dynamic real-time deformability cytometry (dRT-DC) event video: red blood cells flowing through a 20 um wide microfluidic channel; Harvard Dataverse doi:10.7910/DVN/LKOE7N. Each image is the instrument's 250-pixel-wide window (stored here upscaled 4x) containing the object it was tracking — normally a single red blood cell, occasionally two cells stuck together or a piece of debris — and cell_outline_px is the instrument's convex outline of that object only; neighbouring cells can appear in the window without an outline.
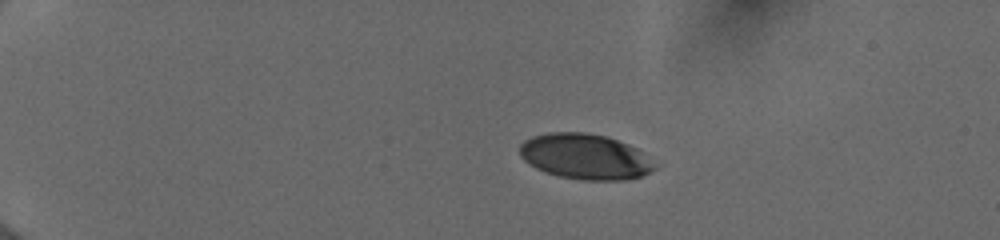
{"species": "human", "species_latin": "Homo sapiens", "temperature_condition": "cold", "stored_images_in_passage": 42, "camera_frame_rate_fps": 3000, "um_per_image_px": 0.085, "donor": {"sex": "female"}, "frame": {"image": 1, "passage_image": 1, "time_ms": 0.0, "image_size_px": [1000, 240], "cell_outline_px": [[660, 164], [656, 168], [640, 176], [628, 180], [584, 180], [560, 176], [544, 172], [528, 164], [520, 156], [520, 144], [524, 140], [532, 136], [548, 132], [584, 132], [608, 136], [628, 144], [636, 148]], "centroid_in_image_um": [49.75, 13.3], "position_along_channel_um": 35.2, "area_um2": 36.13}}
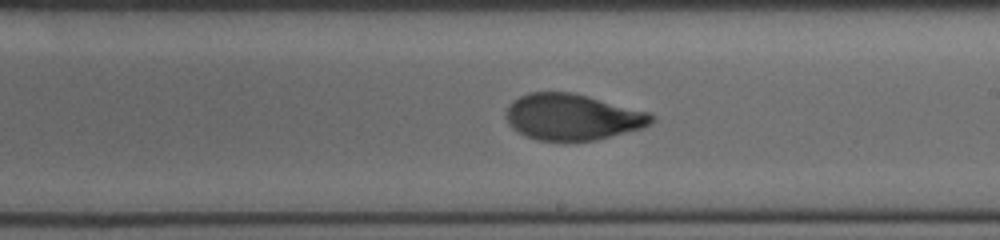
{"frame": {"image": 2, "passage_image": 23, "time_ms": 7.333, "image_size_px": [1000, 240], "cell_outline_px": [[652, 120], [648, 124], [640, 128], [596, 140], [536, 140], [524, 136], [512, 128], [508, 124], [504, 116], [512, 100], [528, 92], [572, 92], [588, 96], [648, 112], [652, 116]], "centroid_in_image_um": [48.57, 9.94], "position_along_channel_um": 240.4, "area_um2": 38.78}}
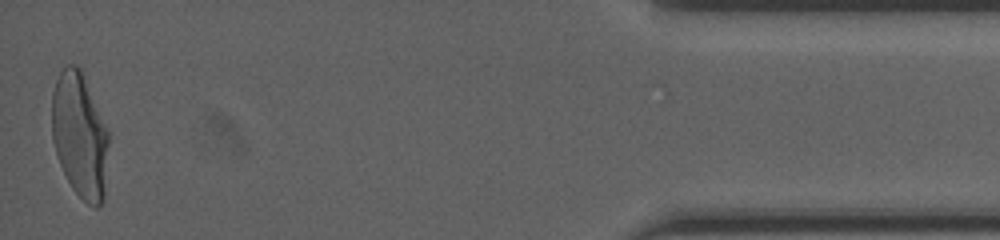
{"frame": {"image": 3, "passage_image": 42, "time_ms": 13.667, "image_size_px": [1000, 240], "cell_outline_px": [[108, 144], [104, 200], [96, 208], [88, 204], [72, 188], [60, 164], [52, 140], [52, 92], [56, 80], [60, 72], [68, 64], [76, 64], [80, 68], [108, 132]], "centroid_in_image_um": [6.77, 11.52], "position_along_channel_um": 428.4, "area_um2": 40.92}, "authors_computed_cell_mechanics": {"area_um2": 39.3329, "velocity_mm_per_s": 3.9951, "shape_relaxation_time_tau1_ms": 4.3102, "shape_relaxation_time_tau2_ms": 0.8199, "deformation_change_tau1": 0.1846, "deformation_change_tau2": 0.0588}}